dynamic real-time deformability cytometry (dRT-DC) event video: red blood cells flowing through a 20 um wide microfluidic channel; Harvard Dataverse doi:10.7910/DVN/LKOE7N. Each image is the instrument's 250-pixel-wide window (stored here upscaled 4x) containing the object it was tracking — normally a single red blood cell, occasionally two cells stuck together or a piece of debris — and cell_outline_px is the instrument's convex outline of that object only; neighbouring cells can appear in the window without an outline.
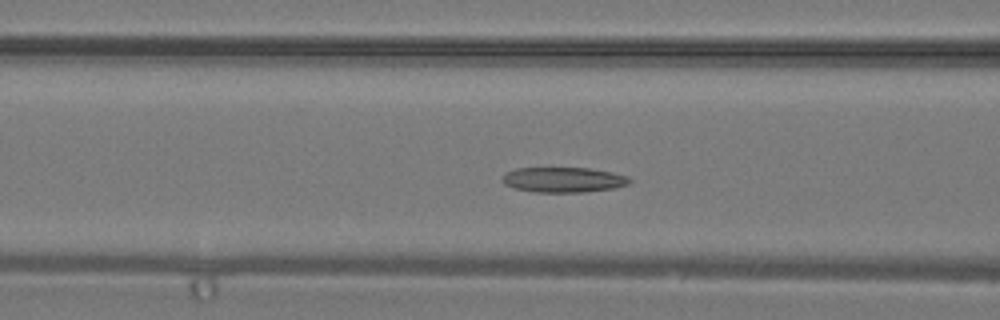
{"species": "common noctule bat (a hibernating species)", "species_latin": "Nyctalus noctula", "temperature_condition": "warm", "stored_images_in_passage": 35, "camera_frame_rate_fps": 3000, "um_per_image_px": 0.085, "animal": {"sex": "male", "body_mass_g": 19.2, "forearm_length_mm": 51.8}, "frame": {"image": 1, "passage_image": 12, "time_ms": 3.667, "image_size_px": [1000, 320], "cell_outline_px": [[632, 180], [628, 184], [612, 188], [584, 192], [536, 192], [516, 188], [504, 184], [500, 180], [500, 176], [504, 172], [516, 168], [588, 168], [612, 172], [628, 176]], "centroid_in_image_um": [47.84, 15.27], "position_along_channel_um": 118.8, "area_um2": 18.73}}
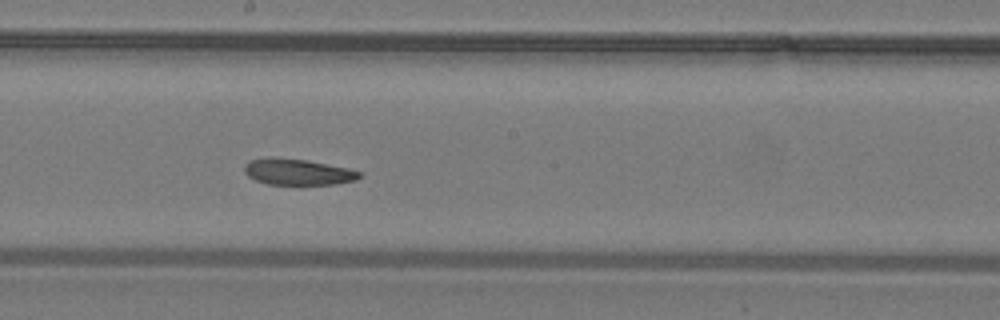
{"frame": {"image": 2, "passage_image": 18, "time_ms": 5.667, "image_size_px": [1000, 320], "cell_outline_px": [[360, 176], [356, 180], [332, 184], [268, 184], [256, 180], [248, 176], [244, 172], [244, 164], [248, 160], [268, 156], [276, 156], [308, 160], [348, 168], [360, 172]], "centroid_in_image_um": [25.24, 14.58], "position_along_channel_um": 223.0, "area_um2": 17.69}}
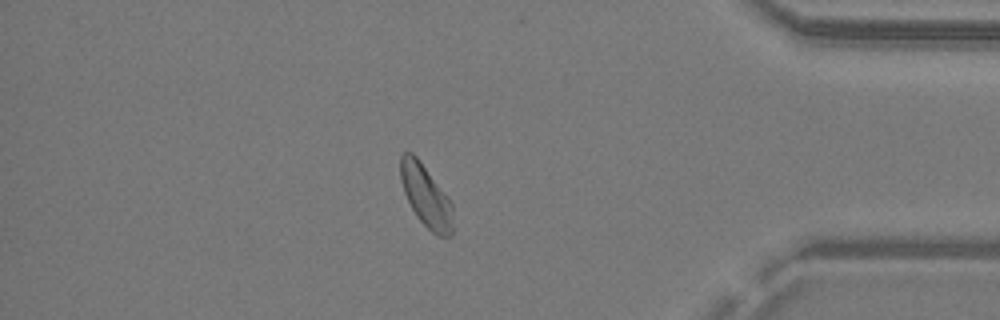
{"frame": {"image": 3, "passage_image": 30, "time_ms": 9.667, "image_size_px": [1000, 320], "cell_outline_px": [[452, 236], [436, 236], [416, 216], [404, 192], [400, 180], [400, 156], [404, 152], [412, 152], [416, 156], [452, 204]], "centroid_in_image_um": [36.18, 16.67], "position_along_channel_um": 399.0, "area_um2": 18.5}}